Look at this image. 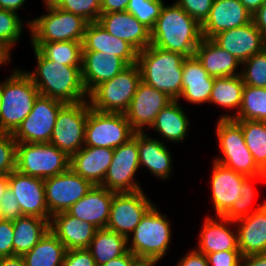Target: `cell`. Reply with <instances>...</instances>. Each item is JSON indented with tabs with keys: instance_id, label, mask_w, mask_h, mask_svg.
Returning <instances> with one entry per match:
<instances>
[{
	"instance_id": "obj_1",
	"label": "cell",
	"mask_w": 266,
	"mask_h": 266,
	"mask_svg": "<svg viewBox=\"0 0 266 266\" xmlns=\"http://www.w3.org/2000/svg\"><path fill=\"white\" fill-rule=\"evenodd\" d=\"M37 61L36 70L25 73L32 79L42 96L64 103L88 100L89 94L82 81V66H67L47 59L37 48H33Z\"/></svg>"
},
{
	"instance_id": "obj_2",
	"label": "cell",
	"mask_w": 266,
	"mask_h": 266,
	"mask_svg": "<svg viewBox=\"0 0 266 266\" xmlns=\"http://www.w3.org/2000/svg\"><path fill=\"white\" fill-rule=\"evenodd\" d=\"M201 25L176 2L162 7L151 30V45L192 57L202 40Z\"/></svg>"
},
{
	"instance_id": "obj_3",
	"label": "cell",
	"mask_w": 266,
	"mask_h": 266,
	"mask_svg": "<svg viewBox=\"0 0 266 266\" xmlns=\"http://www.w3.org/2000/svg\"><path fill=\"white\" fill-rule=\"evenodd\" d=\"M186 56L149 45L138 52L141 80L173 100L182 93L183 62Z\"/></svg>"
},
{
	"instance_id": "obj_4",
	"label": "cell",
	"mask_w": 266,
	"mask_h": 266,
	"mask_svg": "<svg viewBox=\"0 0 266 266\" xmlns=\"http://www.w3.org/2000/svg\"><path fill=\"white\" fill-rule=\"evenodd\" d=\"M39 95L37 87L25 71L14 69L2 82L0 133L13 134L30 114Z\"/></svg>"
},
{
	"instance_id": "obj_5",
	"label": "cell",
	"mask_w": 266,
	"mask_h": 266,
	"mask_svg": "<svg viewBox=\"0 0 266 266\" xmlns=\"http://www.w3.org/2000/svg\"><path fill=\"white\" fill-rule=\"evenodd\" d=\"M157 209L154 204L127 237L128 250L139 259L162 260L170 246L171 224Z\"/></svg>"
},
{
	"instance_id": "obj_6",
	"label": "cell",
	"mask_w": 266,
	"mask_h": 266,
	"mask_svg": "<svg viewBox=\"0 0 266 266\" xmlns=\"http://www.w3.org/2000/svg\"><path fill=\"white\" fill-rule=\"evenodd\" d=\"M216 126L222 156L215 157L214 161L246 176L266 175L247 148L241 124L237 120L219 118Z\"/></svg>"
},
{
	"instance_id": "obj_7",
	"label": "cell",
	"mask_w": 266,
	"mask_h": 266,
	"mask_svg": "<svg viewBox=\"0 0 266 266\" xmlns=\"http://www.w3.org/2000/svg\"><path fill=\"white\" fill-rule=\"evenodd\" d=\"M47 14L33 18L27 25L31 43L82 42L88 22L59 7H46Z\"/></svg>"
},
{
	"instance_id": "obj_8",
	"label": "cell",
	"mask_w": 266,
	"mask_h": 266,
	"mask_svg": "<svg viewBox=\"0 0 266 266\" xmlns=\"http://www.w3.org/2000/svg\"><path fill=\"white\" fill-rule=\"evenodd\" d=\"M140 82L138 64L127 66L113 79L99 84L89 94L91 108L101 112L125 113Z\"/></svg>"
},
{
	"instance_id": "obj_9",
	"label": "cell",
	"mask_w": 266,
	"mask_h": 266,
	"mask_svg": "<svg viewBox=\"0 0 266 266\" xmlns=\"http://www.w3.org/2000/svg\"><path fill=\"white\" fill-rule=\"evenodd\" d=\"M70 168V157L48 143H17L16 170L24 175L46 179Z\"/></svg>"
},
{
	"instance_id": "obj_10",
	"label": "cell",
	"mask_w": 266,
	"mask_h": 266,
	"mask_svg": "<svg viewBox=\"0 0 266 266\" xmlns=\"http://www.w3.org/2000/svg\"><path fill=\"white\" fill-rule=\"evenodd\" d=\"M134 133L124 113L97 111L89 103L84 146L114 149L128 142Z\"/></svg>"
},
{
	"instance_id": "obj_11",
	"label": "cell",
	"mask_w": 266,
	"mask_h": 266,
	"mask_svg": "<svg viewBox=\"0 0 266 266\" xmlns=\"http://www.w3.org/2000/svg\"><path fill=\"white\" fill-rule=\"evenodd\" d=\"M89 101L66 103L59 111L50 143L69 157L84 147Z\"/></svg>"
},
{
	"instance_id": "obj_12",
	"label": "cell",
	"mask_w": 266,
	"mask_h": 266,
	"mask_svg": "<svg viewBox=\"0 0 266 266\" xmlns=\"http://www.w3.org/2000/svg\"><path fill=\"white\" fill-rule=\"evenodd\" d=\"M66 103L39 95L30 114L22 121L13 133L17 143H48L50 142L56 118Z\"/></svg>"
},
{
	"instance_id": "obj_13",
	"label": "cell",
	"mask_w": 266,
	"mask_h": 266,
	"mask_svg": "<svg viewBox=\"0 0 266 266\" xmlns=\"http://www.w3.org/2000/svg\"><path fill=\"white\" fill-rule=\"evenodd\" d=\"M139 166L138 132L126 143L114 148L110 167L101 186L115 193L142 190L134 176Z\"/></svg>"
},
{
	"instance_id": "obj_14",
	"label": "cell",
	"mask_w": 266,
	"mask_h": 266,
	"mask_svg": "<svg viewBox=\"0 0 266 266\" xmlns=\"http://www.w3.org/2000/svg\"><path fill=\"white\" fill-rule=\"evenodd\" d=\"M154 205L143 190L114 193L106 229L131 236L145 213Z\"/></svg>"
},
{
	"instance_id": "obj_15",
	"label": "cell",
	"mask_w": 266,
	"mask_h": 266,
	"mask_svg": "<svg viewBox=\"0 0 266 266\" xmlns=\"http://www.w3.org/2000/svg\"><path fill=\"white\" fill-rule=\"evenodd\" d=\"M44 186L46 204L51 217L66 212L93 187L71 168L59 175L44 179Z\"/></svg>"
},
{
	"instance_id": "obj_16",
	"label": "cell",
	"mask_w": 266,
	"mask_h": 266,
	"mask_svg": "<svg viewBox=\"0 0 266 266\" xmlns=\"http://www.w3.org/2000/svg\"><path fill=\"white\" fill-rule=\"evenodd\" d=\"M8 188L16 197L24 216L47 219L51 216L46 204L44 179L24 175L17 170L8 175Z\"/></svg>"
},
{
	"instance_id": "obj_17",
	"label": "cell",
	"mask_w": 266,
	"mask_h": 266,
	"mask_svg": "<svg viewBox=\"0 0 266 266\" xmlns=\"http://www.w3.org/2000/svg\"><path fill=\"white\" fill-rule=\"evenodd\" d=\"M172 101L168 95L141 80L124 114L135 132H144V126L150 129L157 114Z\"/></svg>"
},
{
	"instance_id": "obj_18",
	"label": "cell",
	"mask_w": 266,
	"mask_h": 266,
	"mask_svg": "<svg viewBox=\"0 0 266 266\" xmlns=\"http://www.w3.org/2000/svg\"><path fill=\"white\" fill-rule=\"evenodd\" d=\"M211 40L241 63L263 51L265 46V38L253 21L242 27L219 32Z\"/></svg>"
},
{
	"instance_id": "obj_19",
	"label": "cell",
	"mask_w": 266,
	"mask_h": 266,
	"mask_svg": "<svg viewBox=\"0 0 266 266\" xmlns=\"http://www.w3.org/2000/svg\"><path fill=\"white\" fill-rule=\"evenodd\" d=\"M252 16L239 0H214L208 18L201 25L202 37L211 39L219 32L247 25Z\"/></svg>"
},
{
	"instance_id": "obj_20",
	"label": "cell",
	"mask_w": 266,
	"mask_h": 266,
	"mask_svg": "<svg viewBox=\"0 0 266 266\" xmlns=\"http://www.w3.org/2000/svg\"><path fill=\"white\" fill-rule=\"evenodd\" d=\"M212 166V203L216 216H222L241 197L242 184L247 176L216 161Z\"/></svg>"
},
{
	"instance_id": "obj_21",
	"label": "cell",
	"mask_w": 266,
	"mask_h": 266,
	"mask_svg": "<svg viewBox=\"0 0 266 266\" xmlns=\"http://www.w3.org/2000/svg\"><path fill=\"white\" fill-rule=\"evenodd\" d=\"M97 22L108 33L128 42L138 52L151 44V31L129 12L104 13Z\"/></svg>"
},
{
	"instance_id": "obj_22",
	"label": "cell",
	"mask_w": 266,
	"mask_h": 266,
	"mask_svg": "<svg viewBox=\"0 0 266 266\" xmlns=\"http://www.w3.org/2000/svg\"><path fill=\"white\" fill-rule=\"evenodd\" d=\"M129 66L115 54L102 52H82V81L88 94L99 84L113 79Z\"/></svg>"
},
{
	"instance_id": "obj_23",
	"label": "cell",
	"mask_w": 266,
	"mask_h": 266,
	"mask_svg": "<svg viewBox=\"0 0 266 266\" xmlns=\"http://www.w3.org/2000/svg\"><path fill=\"white\" fill-rule=\"evenodd\" d=\"M114 193L101 185H94L84 197L66 212L83 222L93 224L98 229H105Z\"/></svg>"
},
{
	"instance_id": "obj_24",
	"label": "cell",
	"mask_w": 266,
	"mask_h": 266,
	"mask_svg": "<svg viewBox=\"0 0 266 266\" xmlns=\"http://www.w3.org/2000/svg\"><path fill=\"white\" fill-rule=\"evenodd\" d=\"M49 229L64 244L67 251L88 249L98 230L93 224L75 218L67 212H60L51 217Z\"/></svg>"
},
{
	"instance_id": "obj_25",
	"label": "cell",
	"mask_w": 266,
	"mask_h": 266,
	"mask_svg": "<svg viewBox=\"0 0 266 266\" xmlns=\"http://www.w3.org/2000/svg\"><path fill=\"white\" fill-rule=\"evenodd\" d=\"M216 218H219L220 221L209 215L205 217L199 234L200 240L195 250L205 255L220 251L239 250L237 229L232 230L228 227L235 222L222 216Z\"/></svg>"
},
{
	"instance_id": "obj_26",
	"label": "cell",
	"mask_w": 266,
	"mask_h": 266,
	"mask_svg": "<svg viewBox=\"0 0 266 266\" xmlns=\"http://www.w3.org/2000/svg\"><path fill=\"white\" fill-rule=\"evenodd\" d=\"M82 52L115 54L128 65L137 63L138 51L128 42L108 33L98 22H90L85 29Z\"/></svg>"
},
{
	"instance_id": "obj_27",
	"label": "cell",
	"mask_w": 266,
	"mask_h": 266,
	"mask_svg": "<svg viewBox=\"0 0 266 266\" xmlns=\"http://www.w3.org/2000/svg\"><path fill=\"white\" fill-rule=\"evenodd\" d=\"M114 149L84 146L70 157V168L93 186L102 185Z\"/></svg>"
},
{
	"instance_id": "obj_28",
	"label": "cell",
	"mask_w": 266,
	"mask_h": 266,
	"mask_svg": "<svg viewBox=\"0 0 266 266\" xmlns=\"http://www.w3.org/2000/svg\"><path fill=\"white\" fill-rule=\"evenodd\" d=\"M215 77L210 76L195 56L186 57L183 62L182 93L187 102L209 103Z\"/></svg>"
},
{
	"instance_id": "obj_29",
	"label": "cell",
	"mask_w": 266,
	"mask_h": 266,
	"mask_svg": "<svg viewBox=\"0 0 266 266\" xmlns=\"http://www.w3.org/2000/svg\"><path fill=\"white\" fill-rule=\"evenodd\" d=\"M234 222L242 256L266 253V206Z\"/></svg>"
},
{
	"instance_id": "obj_30",
	"label": "cell",
	"mask_w": 266,
	"mask_h": 266,
	"mask_svg": "<svg viewBox=\"0 0 266 266\" xmlns=\"http://www.w3.org/2000/svg\"><path fill=\"white\" fill-rule=\"evenodd\" d=\"M139 166L146 167L159 179H167L172 171V154L164 142L138 132Z\"/></svg>"
},
{
	"instance_id": "obj_31",
	"label": "cell",
	"mask_w": 266,
	"mask_h": 266,
	"mask_svg": "<svg viewBox=\"0 0 266 266\" xmlns=\"http://www.w3.org/2000/svg\"><path fill=\"white\" fill-rule=\"evenodd\" d=\"M194 56L207 73L215 78L240 75L236 69L242 63L226 50L221 49L211 39L202 38Z\"/></svg>"
},
{
	"instance_id": "obj_32",
	"label": "cell",
	"mask_w": 266,
	"mask_h": 266,
	"mask_svg": "<svg viewBox=\"0 0 266 266\" xmlns=\"http://www.w3.org/2000/svg\"><path fill=\"white\" fill-rule=\"evenodd\" d=\"M189 123L190 121L183 107L179 104V100H173L157 114L150 128L167 141L181 143L187 138Z\"/></svg>"
},
{
	"instance_id": "obj_33",
	"label": "cell",
	"mask_w": 266,
	"mask_h": 266,
	"mask_svg": "<svg viewBox=\"0 0 266 266\" xmlns=\"http://www.w3.org/2000/svg\"><path fill=\"white\" fill-rule=\"evenodd\" d=\"M14 256H22L30 251L49 230L47 219L35 216H21L13 220Z\"/></svg>"
},
{
	"instance_id": "obj_34",
	"label": "cell",
	"mask_w": 266,
	"mask_h": 266,
	"mask_svg": "<svg viewBox=\"0 0 266 266\" xmlns=\"http://www.w3.org/2000/svg\"><path fill=\"white\" fill-rule=\"evenodd\" d=\"M66 252L64 244L49 229L22 258L25 266H62Z\"/></svg>"
},
{
	"instance_id": "obj_35",
	"label": "cell",
	"mask_w": 266,
	"mask_h": 266,
	"mask_svg": "<svg viewBox=\"0 0 266 266\" xmlns=\"http://www.w3.org/2000/svg\"><path fill=\"white\" fill-rule=\"evenodd\" d=\"M97 266L124 255L127 251V238L108 229H98L88 247Z\"/></svg>"
},
{
	"instance_id": "obj_36",
	"label": "cell",
	"mask_w": 266,
	"mask_h": 266,
	"mask_svg": "<svg viewBox=\"0 0 266 266\" xmlns=\"http://www.w3.org/2000/svg\"><path fill=\"white\" fill-rule=\"evenodd\" d=\"M244 82L241 75L215 78L209 104H216L237 112L242 103Z\"/></svg>"
},
{
	"instance_id": "obj_37",
	"label": "cell",
	"mask_w": 266,
	"mask_h": 266,
	"mask_svg": "<svg viewBox=\"0 0 266 266\" xmlns=\"http://www.w3.org/2000/svg\"><path fill=\"white\" fill-rule=\"evenodd\" d=\"M219 118L266 121V88L244 85L242 103L238 113L223 114Z\"/></svg>"
},
{
	"instance_id": "obj_38",
	"label": "cell",
	"mask_w": 266,
	"mask_h": 266,
	"mask_svg": "<svg viewBox=\"0 0 266 266\" xmlns=\"http://www.w3.org/2000/svg\"><path fill=\"white\" fill-rule=\"evenodd\" d=\"M31 44L49 60L67 66H82V42L62 41Z\"/></svg>"
},
{
	"instance_id": "obj_39",
	"label": "cell",
	"mask_w": 266,
	"mask_h": 266,
	"mask_svg": "<svg viewBox=\"0 0 266 266\" xmlns=\"http://www.w3.org/2000/svg\"><path fill=\"white\" fill-rule=\"evenodd\" d=\"M237 121L241 124L247 148L256 164L266 173V121Z\"/></svg>"
},
{
	"instance_id": "obj_40",
	"label": "cell",
	"mask_w": 266,
	"mask_h": 266,
	"mask_svg": "<svg viewBox=\"0 0 266 266\" xmlns=\"http://www.w3.org/2000/svg\"><path fill=\"white\" fill-rule=\"evenodd\" d=\"M256 179H260L262 182L266 181V175L247 176L242 184L241 197L233 203V205L222 215V217L235 221L242 217L248 216L266 206L265 201L256 208L250 209L256 192L254 189L255 187H253L252 184H254Z\"/></svg>"
},
{
	"instance_id": "obj_41",
	"label": "cell",
	"mask_w": 266,
	"mask_h": 266,
	"mask_svg": "<svg viewBox=\"0 0 266 266\" xmlns=\"http://www.w3.org/2000/svg\"><path fill=\"white\" fill-rule=\"evenodd\" d=\"M23 25L18 13L0 9V45L10 53L23 34Z\"/></svg>"
},
{
	"instance_id": "obj_42",
	"label": "cell",
	"mask_w": 266,
	"mask_h": 266,
	"mask_svg": "<svg viewBox=\"0 0 266 266\" xmlns=\"http://www.w3.org/2000/svg\"><path fill=\"white\" fill-rule=\"evenodd\" d=\"M244 65V66H243ZM241 77L247 86L266 88V51L263 50L242 62Z\"/></svg>"
},
{
	"instance_id": "obj_43",
	"label": "cell",
	"mask_w": 266,
	"mask_h": 266,
	"mask_svg": "<svg viewBox=\"0 0 266 266\" xmlns=\"http://www.w3.org/2000/svg\"><path fill=\"white\" fill-rule=\"evenodd\" d=\"M163 2V0H129L126 12L132 14L151 31L164 6Z\"/></svg>"
},
{
	"instance_id": "obj_44",
	"label": "cell",
	"mask_w": 266,
	"mask_h": 266,
	"mask_svg": "<svg viewBox=\"0 0 266 266\" xmlns=\"http://www.w3.org/2000/svg\"><path fill=\"white\" fill-rule=\"evenodd\" d=\"M58 7L81 16L88 23L97 22L101 15V0H65Z\"/></svg>"
},
{
	"instance_id": "obj_45",
	"label": "cell",
	"mask_w": 266,
	"mask_h": 266,
	"mask_svg": "<svg viewBox=\"0 0 266 266\" xmlns=\"http://www.w3.org/2000/svg\"><path fill=\"white\" fill-rule=\"evenodd\" d=\"M16 145L12 133H0V175L16 170Z\"/></svg>"
},
{
	"instance_id": "obj_46",
	"label": "cell",
	"mask_w": 266,
	"mask_h": 266,
	"mask_svg": "<svg viewBox=\"0 0 266 266\" xmlns=\"http://www.w3.org/2000/svg\"><path fill=\"white\" fill-rule=\"evenodd\" d=\"M214 0H176V3L200 25L208 18Z\"/></svg>"
},
{
	"instance_id": "obj_47",
	"label": "cell",
	"mask_w": 266,
	"mask_h": 266,
	"mask_svg": "<svg viewBox=\"0 0 266 266\" xmlns=\"http://www.w3.org/2000/svg\"><path fill=\"white\" fill-rule=\"evenodd\" d=\"M209 266H241L240 250H228L206 255Z\"/></svg>"
},
{
	"instance_id": "obj_48",
	"label": "cell",
	"mask_w": 266,
	"mask_h": 266,
	"mask_svg": "<svg viewBox=\"0 0 266 266\" xmlns=\"http://www.w3.org/2000/svg\"><path fill=\"white\" fill-rule=\"evenodd\" d=\"M23 216L19 203L13 192L7 188L0 202V219L16 220Z\"/></svg>"
},
{
	"instance_id": "obj_49",
	"label": "cell",
	"mask_w": 266,
	"mask_h": 266,
	"mask_svg": "<svg viewBox=\"0 0 266 266\" xmlns=\"http://www.w3.org/2000/svg\"><path fill=\"white\" fill-rule=\"evenodd\" d=\"M13 221L0 219V258L14 256Z\"/></svg>"
},
{
	"instance_id": "obj_50",
	"label": "cell",
	"mask_w": 266,
	"mask_h": 266,
	"mask_svg": "<svg viewBox=\"0 0 266 266\" xmlns=\"http://www.w3.org/2000/svg\"><path fill=\"white\" fill-rule=\"evenodd\" d=\"M62 266H97L88 249L68 250Z\"/></svg>"
},
{
	"instance_id": "obj_51",
	"label": "cell",
	"mask_w": 266,
	"mask_h": 266,
	"mask_svg": "<svg viewBox=\"0 0 266 266\" xmlns=\"http://www.w3.org/2000/svg\"><path fill=\"white\" fill-rule=\"evenodd\" d=\"M177 266H209L205 254L199 253L195 249L186 253L185 256L180 258Z\"/></svg>"
},
{
	"instance_id": "obj_52",
	"label": "cell",
	"mask_w": 266,
	"mask_h": 266,
	"mask_svg": "<svg viewBox=\"0 0 266 266\" xmlns=\"http://www.w3.org/2000/svg\"><path fill=\"white\" fill-rule=\"evenodd\" d=\"M129 0H101V14L125 12Z\"/></svg>"
},
{
	"instance_id": "obj_53",
	"label": "cell",
	"mask_w": 266,
	"mask_h": 266,
	"mask_svg": "<svg viewBox=\"0 0 266 266\" xmlns=\"http://www.w3.org/2000/svg\"><path fill=\"white\" fill-rule=\"evenodd\" d=\"M138 260L139 258L128 250L124 255L109 260L100 266H133Z\"/></svg>"
},
{
	"instance_id": "obj_54",
	"label": "cell",
	"mask_w": 266,
	"mask_h": 266,
	"mask_svg": "<svg viewBox=\"0 0 266 266\" xmlns=\"http://www.w3.org/2000/svg\"><path fill=\"white\" fill-rule=\"evenodd\" d=\"M252 21L266 39V2L253 14Z\"/></svg>"
},
{
	"instance_id": "obj_55",
	"label": "cell",
	"mask_w": 266,
	"mask_h": 266,
	"mask_svg": "<svg viewBox=\"0 0 266 266\" xmlns=\"http://www.w3.org/2000/svg\"><path fill=\"white\" fill-rule=\"evenodd\" d=\"M241 266H266V253L242 256Z\"/></svg>"
},
{
	"instance_id": "obj_56",
	"label": "cell",
	"mask_w": 266,
	"mask_h": 266,
	"mask_svg": "<svg viewBox=\"0 0 266 266\" xmlns=\"http://www.w3.org/2000/svg\"><path fill=\"white\" fill-rule=\"evenodd\" d=\"M27 0H0V9L18 12Z\"/></svg>"
},
{
	"instance_id": "obj_57",
	"label": "cell",
	"mask_w": 266,
	"mask_h": 266,
	"mask_svg": "<svg viewBox=\"0 0 266 266\" xmlns=\"http://www.w3.org/2000/svg\"><path fill=\"white\" fill-rule=\"evenodd\" d=\"M0 266H25L22 256L1 257Z\"/></svg>"
},
{
	"instance_id": "obj_58",
	"label": "cell",
	"mask_w": 266,
	"mask_h": 266,
	"mask_svg": "<svg viewBox=\"0 0 266 266\" xmlns=\"http://www.w3.org/2000/svg\"><path fill=\"white\" fill-rule=\"evenodd\" d=\"M245 8L253 15L258 9H260L266 2V0H239Z\"/></svg>"
},
{
	"instance_id": "obj_59",
	"label": "cell",
	"mask_w": 266,
	"mask_h": 266,
	"mask_svg": "<svg viewBox=\"0 0 266 266\" xmlns=\"http://www.w3.org/2000/svg\"><path fill=\"white\" fill-rule=\"evenodd\" d=\"M10 54L11 53L4 46L0 45V67L2 64L6 65L8 62H10Z\"/></svg>"
},
{
	"instance_id": "obj_60",
	"label": "cell",
	"mask_w": 266,
	"mask_h": 266,
	"mask_svg": "<svg viewBox=\"0 0 266 266\" xmlns=\"http://www.w3.org/2000/svg\"><path fill=\"white\" fill-rule=\"evenodd\" d=\"M8 188V175H0V202Z\"/></svg>"
},
{
	"instance_id": "obj_61",
	"label": "cell",
	"mask_w": 266,
	"mask_h": 266,
	"mask_svg": "<svg viewBox=\"0 0 266 266\" xmlns=\"http://www.w3.org/2000/svg\"><path fill=\"white\" fill-rule=\"evenodd\" d=\"M158 262L155 259H139L133 266H155Z\"/></svg>"
},
{
	"instance_id": "obj_62",
	"label": "cell",
	"mask_w": 266,
	"mask_h": 266,
	"mask_svg": "<svg viewBox=\"0 0 266 266\" xmlns=\"http://www.w3.org/2000/svg\"><path fill=\"white\" fill-rule=\"evenodd\" d=\"M46 7H58L65 0H43Z\"/></svg>"
},
{
	"instance_id": "obj_63",
	"label": "cell",
	"mask_w": 266,
	"mask_h": 266,
	"mask_svg": "<svg viewBox=\"0 0 266 266\" xmlns=\"http://www.w3.org/2000/svg\"><path fill=\"white\" fill-rule=\"evenodd\" d=\"M1 95H2V81L0 83V103H1Z\"/></svg>"
},
{
	"instance_id": "obj_64",
	"label": "cell",
	"mask_w": 266,
	"mask_h": 266,
	"mask_svg": "<svg viewBox=\"0 0 266 266\" xmlns=\"http://www.w3.org/2000/svg\"><path fill=\"white\" fill-rule=\"evenodd\" d=\"M264 50L266 51V39H265V46H264Z\"/></svg>"
}]
</instances>
